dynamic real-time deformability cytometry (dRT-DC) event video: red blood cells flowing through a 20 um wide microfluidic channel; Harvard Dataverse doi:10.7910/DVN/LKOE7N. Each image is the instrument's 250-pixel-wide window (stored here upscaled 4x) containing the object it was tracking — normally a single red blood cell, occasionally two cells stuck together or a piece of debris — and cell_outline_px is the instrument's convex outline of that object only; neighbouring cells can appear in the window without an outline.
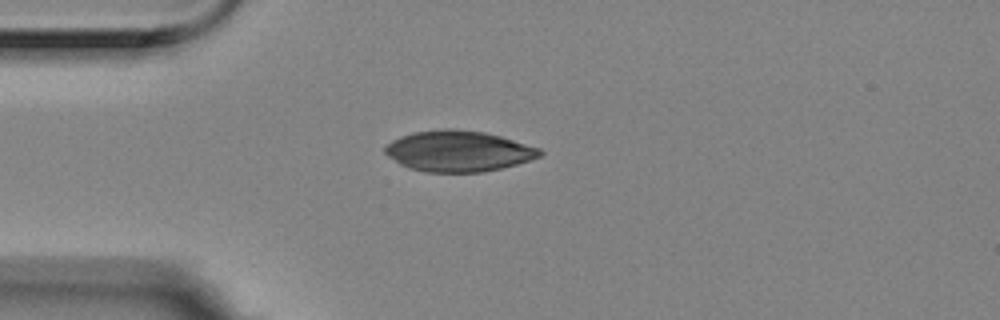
{"species": "Egyptian fruit bat (a non-hibernating species)", "species_latin": "Rousettus aegyptiacus", "temperature_condition": "room temperature", "stored_images_in_passage": 2, "camera_frame_rate_fps": 3000, "um_per_image_px": 0.085, "animal": {"sex": "female"}, "frame": {"image": 1, "passage_image": 1, "time_ms": 0.0, "image_size_px": [1000, 320], "cell_outline_px": [[544, 152], [540, 156], [516, 164], [484, 172], [424, 172], [408, 168], [400, 164], [388, 156], [384, 152], [384, 148], [392, 140], [400, 136], [416, 132], [444, 128], [452, 128], [484, 132], [500, 136], [540, 148]], "centroid_in_image_um": [38.94, 12.84], "position_along_channel_um": 46.1, "area_um2": 36.76}}